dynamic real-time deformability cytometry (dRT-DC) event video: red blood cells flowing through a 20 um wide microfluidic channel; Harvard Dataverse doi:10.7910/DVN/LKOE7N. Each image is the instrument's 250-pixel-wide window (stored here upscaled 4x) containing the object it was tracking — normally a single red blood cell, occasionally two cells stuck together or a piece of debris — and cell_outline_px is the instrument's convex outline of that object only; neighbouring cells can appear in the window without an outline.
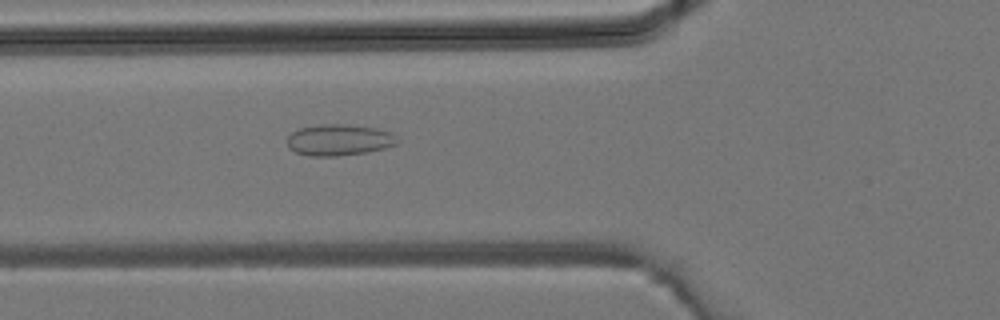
{"species": "common noctule bat (a hibernating species)", "species_latin": "Nyctalus noctula", "temperature_condition": "room temperature", "stored_images_in_passage": 36, "camera_frame_rate_fps": 3000, "um_per_image_px": 0.085, "animal": {"sex": "male", "body_mass_g": 19.2, "forearm_length_mm": 51.8}, "frame": {"image": 1, "passage_image": 14, "time_ms": 4.333, "image_size_px": [1000, 320], "cell_outline_px": [[396, 144], [384, 148], [364, 152], [336, 156], [308, 156], [296, 152], [288, 148], [288, 136], [292, 132], [300, 128], [320, 124], [348, 124], [376, 128], [392, 132], [396, 140]], "centroid_in_image_um": [28.78, 11.89], "position_along_channel_um": 97.0, "area_um2": 19.94}}
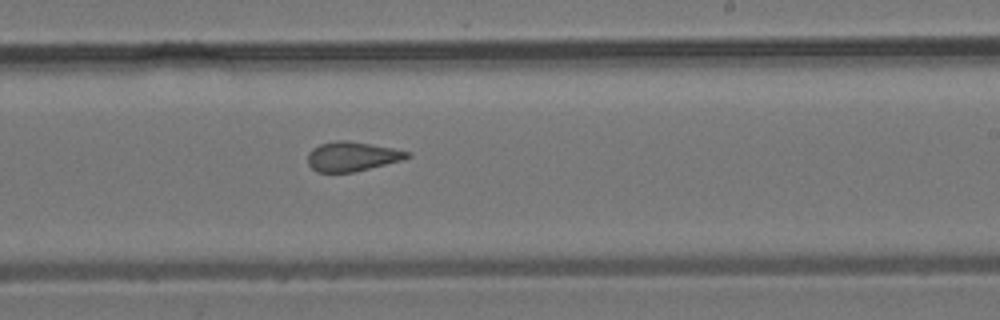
{"frame": {"image": 2, "passage_image": 23, "time_ms": 7.333, "image_size_px": [1000, 320], "cell_outline_px": [[412, 156], [400, 160], [352, 172], [316, 172], [308, 164], [308, 152], [312, 148], [320, 144], [336, 140], [348, 140], [372, 144], [412, 152]], "centroid_in_image_um": [29.9, 13.28], "position_along_channel_um": 259.1, "area_um2": 16.99}}
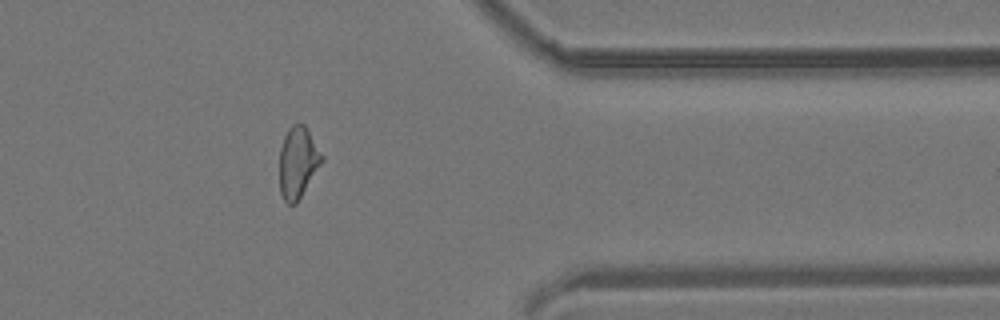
{"frame": {"image": 3, "passage_image": 31, "time_ms": 10.0, "image_size_px": [1000, 320], "cell_outline_px": [[324, 160], [296, 204], [288, 204], [284, 200], [280, 192], [280, 148], [284, 136], [288, 128], [292, 124], [304, 124], [324, 156]], "centroid_in_image_um": [25.33, 13.8], "position_along_channel_um": 386.1, "area_um2": 17.57}}